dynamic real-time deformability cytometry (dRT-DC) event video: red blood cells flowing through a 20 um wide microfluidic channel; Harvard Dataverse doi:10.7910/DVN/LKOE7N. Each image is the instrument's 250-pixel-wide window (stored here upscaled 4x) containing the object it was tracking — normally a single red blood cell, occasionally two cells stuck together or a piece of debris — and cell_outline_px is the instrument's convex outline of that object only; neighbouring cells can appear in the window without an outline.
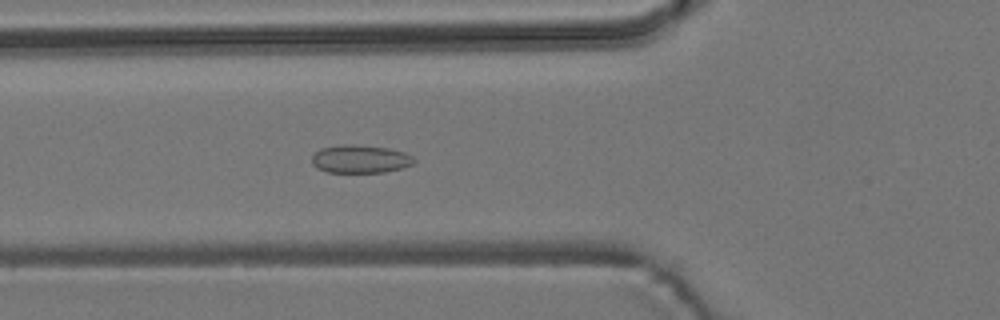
{"species": "common noctule bat (a hibernating species)", "species_latin": "Nyctalus noctula", "temperature_condition": "room temperature", "stored_images_in_passage": 4, "camera_frame_rate_fps": 3000, "um_per_image_px": 0.085, "animal": {"sex": "male", "body_mass_g": 19.2, "forearm_length_mm": 51.8}, "frame": {"image": 1, "passage_image": 4, "time_ms": 1.0, "image_size_px": [1000, 320], "cell_outline_px": [[416, 160], [412, 164], [400, 168], [384, 172], [328, 172], [316, 168], [312, 164], [312, 156], [320, 148], [340, 144], [352, 144], [388, 148], [404, 152], [412, 156]], "centroid_in_image_um": [30.59, 13.51], "position_along_channel_um": 95.2, "area_um2": 16.7}}